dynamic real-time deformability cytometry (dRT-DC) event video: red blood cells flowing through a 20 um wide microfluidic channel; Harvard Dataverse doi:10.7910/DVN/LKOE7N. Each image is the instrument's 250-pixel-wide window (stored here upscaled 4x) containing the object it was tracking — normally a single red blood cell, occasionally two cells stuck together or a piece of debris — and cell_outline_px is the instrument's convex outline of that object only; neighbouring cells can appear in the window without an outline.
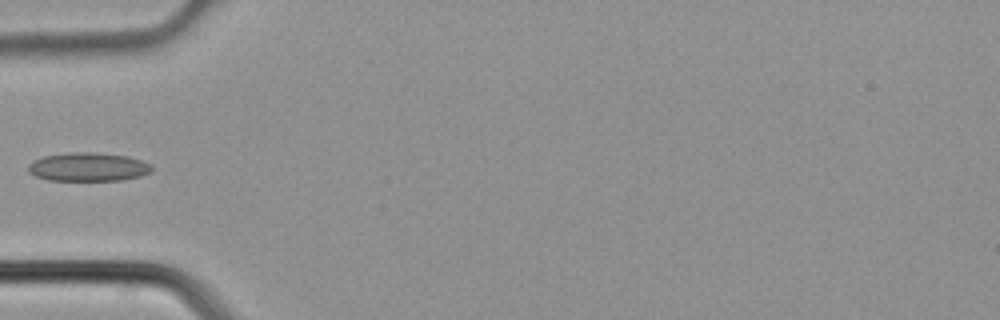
{"species": "common noctule bat (a hibernating species)", "species_latin": "Nyctalus noctula", "temperature_condition": "cold", "stored_images_in_passage": 4, "camera_frame_rate_fps": 3000, "um_per_image_px": 0.085, "animal": {"sex": "male", "body_mass_g": 21.5, "forearm_length_mm": 52.0}, "frame": {"image": 1, "passage_image": 4, "time_ms": 1.0, "image_size_px": [1000, 320], "cell_outline_px": [[152, 172], [140, 176], [124, 180], [48, 180], [36, 176], [28, 172], [28, 164], [32, 160], [44, 156], [72, 152], [96, 152], [128, 156], [152, 164]], "centroid_in_image_um": [7.5, 14.18], "position_along_channel_um": 77.5, "area_um2": 20.75}}